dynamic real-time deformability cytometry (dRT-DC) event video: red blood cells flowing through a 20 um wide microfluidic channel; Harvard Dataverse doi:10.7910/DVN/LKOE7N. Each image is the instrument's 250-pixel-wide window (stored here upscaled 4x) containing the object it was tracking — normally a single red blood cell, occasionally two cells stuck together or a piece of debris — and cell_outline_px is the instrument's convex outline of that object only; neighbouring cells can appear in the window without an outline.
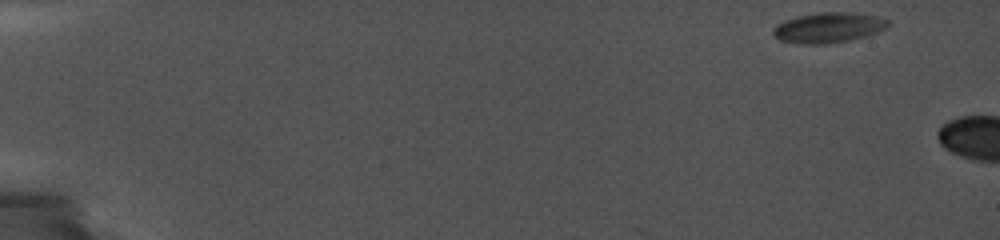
{"species": "common noctule bat (a hibernating species)", "species_latin": "Nyctalus noctula", "temperature_condition": "cold", "stored_images_in_passage": 4, "camera_frame_rate_fps": 5000, "um_per_image_px": 0.085, "animal": {"sex": "female", "body_mass_g": 19.0, "forearm_length_mm": 56.7}, "frame": {"image": 1, "passage_image": 1, "time_ms": 0.0, "image_size_px": [1000, 240], "cell_outline_px": [[888, 24], [884, 28], [868, 36], [828, 44], [804, 44], [780, 40], [772, 32], [772, 28], [776, 24], [784, 20], [796, 16], [820, 12], [852, 12], [880, 16], [888, 20]], "centroid_in_image_um": [70.4, 2.33], "position_along_channel_um": 14.6, "area_um2": 20.35}}